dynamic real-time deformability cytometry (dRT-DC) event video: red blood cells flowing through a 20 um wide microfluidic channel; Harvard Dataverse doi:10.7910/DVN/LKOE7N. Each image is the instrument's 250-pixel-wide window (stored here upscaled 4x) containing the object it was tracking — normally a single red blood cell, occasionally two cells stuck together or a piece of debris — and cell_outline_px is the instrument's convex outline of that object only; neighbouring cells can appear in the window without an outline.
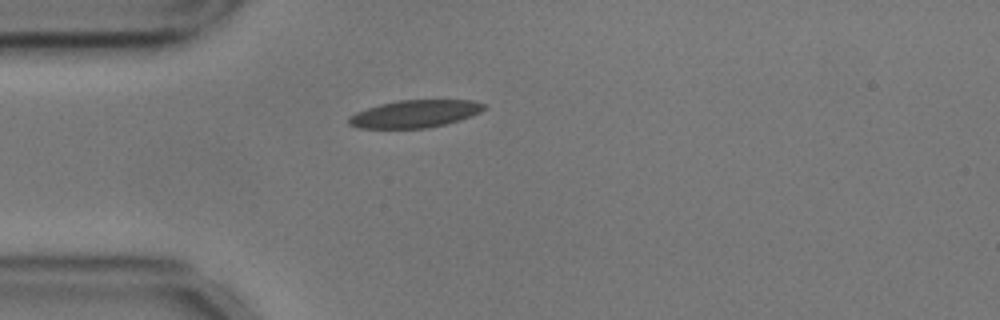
{"species": "common noctule bat (a hibernating species)", "species_latin": "Nyctalus noctula", "temperature_condition": "cold", "stored_images_in_passage": 33, "camera_frame_rate_fps": 3000, "um_per_image_px": 0.085, "animal": {"sex": "male", "body_mass_g": 17.9, "forearm_length_mm": 54.2}, "frame": {"image": 1, "passage_image": 1, "time_ms": 0.0, "image_size_px": [1000, 320], "cell_outline_px": [[484, 108], [480, 112], [460, 120], [428, 128], [356, 128], [348, 124], [348, 116], [356, 112], [380, 104], [400, 100], [472, 100], [484, 104]], "centroid_in_image_um": [35.22, 9.68], "position_along_channel_um": 49.8, "area_um2": 21.56}, "authors_computed_cell_mechanics": {"area_um2": 21.5594, "velocity_mm_per_s": 3.5726, "shape_relaxation_time_tau1_ms": 4.3207, "shape_relaxation_time_tau2_ms": 2.4278, "deformation_change_tau1": 0.1087, "deformation_change_tau2": 0.0827}}